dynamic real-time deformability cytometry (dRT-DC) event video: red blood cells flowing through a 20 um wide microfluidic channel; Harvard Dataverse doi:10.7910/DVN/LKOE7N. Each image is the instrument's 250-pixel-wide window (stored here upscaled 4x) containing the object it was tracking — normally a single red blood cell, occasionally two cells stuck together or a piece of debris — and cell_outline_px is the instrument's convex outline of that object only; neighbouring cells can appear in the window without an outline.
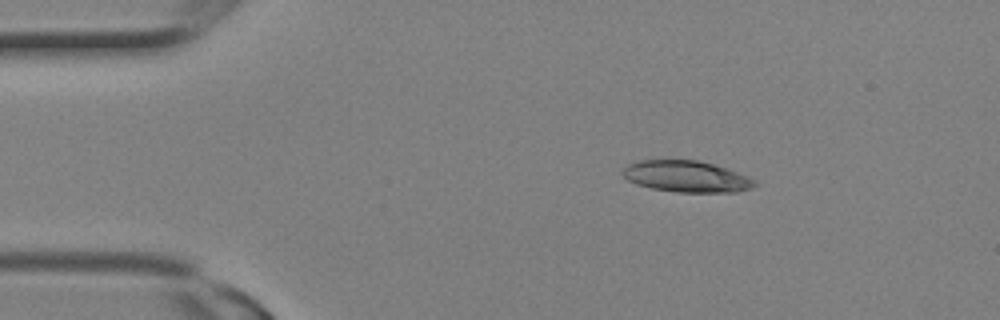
{"species": "Egyptian fruit bat (a non-hibernating species)", "species_latin": "Rousettus aegyptiacus", "temperature_condition": "room temperature", "stored_images_in_passage": 3, "camera_frame_rate_fps": 3000, "um_per_image_px": 0.085, "animal": {"sex": "female"}, "frame": {"image": 1, "passage_image": 3, "time_ms": 0.667, "image_size_px": [1000, 320], "cell_outline_px": [[756, 184], [752, 188], [736, 192], [676, 192], [652, 188], [636, 184], [628, 180], [620, 172], [628, 164], [636, 160], [696, 160], [712, 164], [736, 172], [756, 180]], "centroid_in_image_um": [58.31, 15.0], "position_along_channel_um": 26.7, "area_um2": 23.99}}